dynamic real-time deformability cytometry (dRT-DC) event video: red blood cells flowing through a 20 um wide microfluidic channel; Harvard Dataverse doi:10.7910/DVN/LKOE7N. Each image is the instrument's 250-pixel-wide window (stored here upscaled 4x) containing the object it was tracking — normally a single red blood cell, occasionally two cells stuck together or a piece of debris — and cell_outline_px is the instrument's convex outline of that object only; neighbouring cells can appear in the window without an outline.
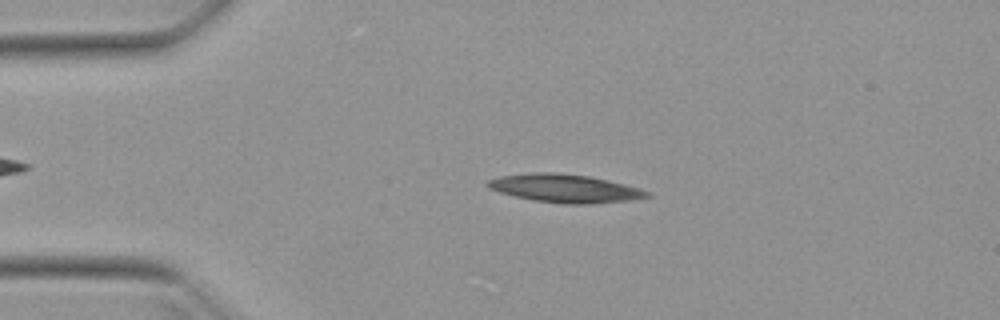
{"species": "Egyptian fruit bat (a non-hibernating species)", "species_latin": "Rousettus aegyptiacus", "temperature_condition": "warm", "stored_images_in_passage": 42, "camera_frame_rate_fps": 3000, "um_per_image_px": 0.085, "animal": {"sex": "female"}, "frame": {"image": 1, "passage_image": 9, "time_ms": 2.667, "image_size_px": [1000, 320], "cell_outline_px": [[652, 196], [632, 200], [588, 204], [564, 204], [532, 200], [500, 192], [488, 188], [484, 184], [488, 180], [500, 176], [532, 172], [560, 172], [588, 176], [624, 184], [640, 188], [652, 192]], "centroid_in_image_um": [48.03, 16.01], "position_along_channel_um": 37.0, "area_um2": 26.36}}
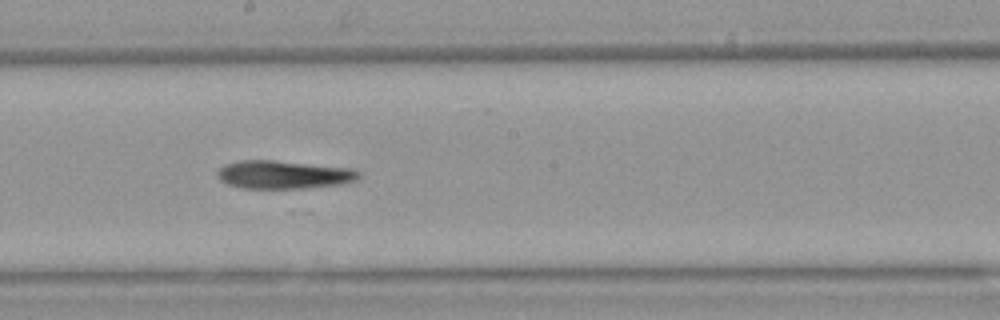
{"frame": {"image": 2, "passage_image": 26, "time_ms": 8.333, "image_size_px": [1000, 320], "cell_outline_px": [[360, 176], [356, 180], [344, 184], [304, 188], [244, 188], [228, 184], [220, 180], [216, 172], [224, 164], [240, 160], [272, 160], [352, 168], [360, 172]], "centroid_in_image_um": [24.12, 14.84], "position_along_channel_um": 224.1, "area_um2": 23.24}}
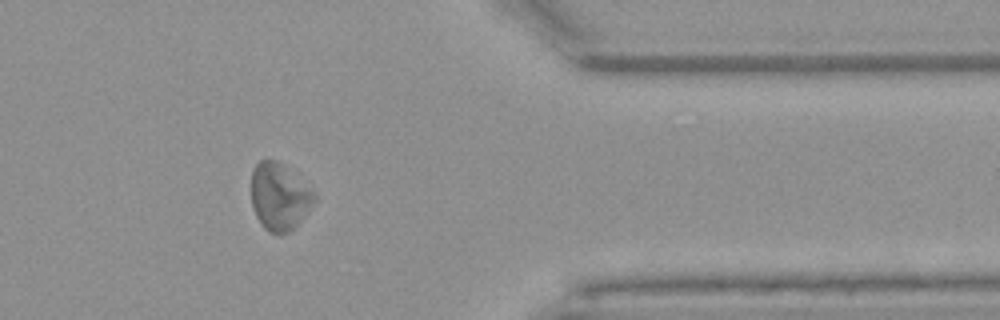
{"frame": {"image": 3, "passage_image": 40, "time_ms": 13.0, "image_size_px": [1000, 320], "cell_outline_px": [[316, 200], [304, 216], [288, 232], [280, 236], [268, 232], [260, 224], [256, 216], [252, 204], [252, 168], [260, 160], [276, 160], [316, 192]], "centroid_in_image_um": [23.73, 16.75], "position_along_channel_um": 387.7, "area_um2": 24.51}, "authors_computed_cell_mechanics": {"area_um2": 23.9003, "velocity_mm_per_s": 3.9135, "shape_relaxation_time_tau1_ms": null, "shape_relaxation_time_tau2_ms": 8.265, "deformation_change_tau1": null, "deformation_change_tau2": 0.2248}}